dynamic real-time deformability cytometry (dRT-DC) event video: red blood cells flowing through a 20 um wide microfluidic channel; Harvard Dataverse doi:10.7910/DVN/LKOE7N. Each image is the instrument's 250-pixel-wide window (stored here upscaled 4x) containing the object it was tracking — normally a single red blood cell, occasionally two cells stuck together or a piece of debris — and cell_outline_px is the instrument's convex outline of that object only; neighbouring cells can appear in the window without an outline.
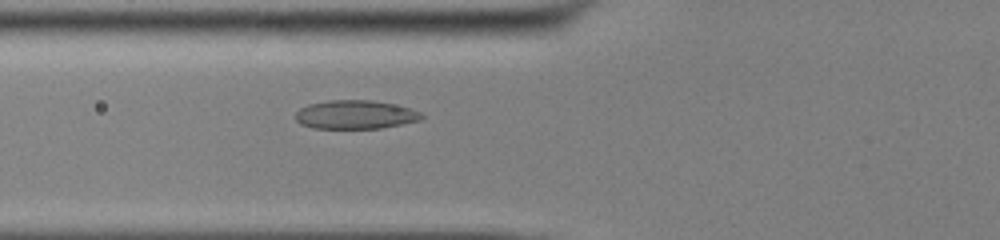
{"species": "common noctule bat (a hibernating species)", "species_latin": "Nyctalus noctula", "temperature_condition": "cold", "stored_images_in_passage": 53, "camera_frame_rate_fps": 3000, "um_per_image_px": 0.085, "animal": {"sex": "male", "body_mass_g": 13.0, "forearm_length_mm": 53.1}, "frame": {"image": 1, "passage_image": 21, "time_ms": 6.667, "image_size_px": [1000, 240], "cell_outline_px": [[424, 116], [420, 120], [380, 128], [312, 128], [300, 124], [296, 120], [296, 112], [300, 108], [308, 104], [328, 100], [372, 100], [392, 104], [408, 108], [420, 112]], "centroid_in_image_um": [30.16, 9.74], "position_along_channel_um": 95.6, "area_um2": 20.92}}
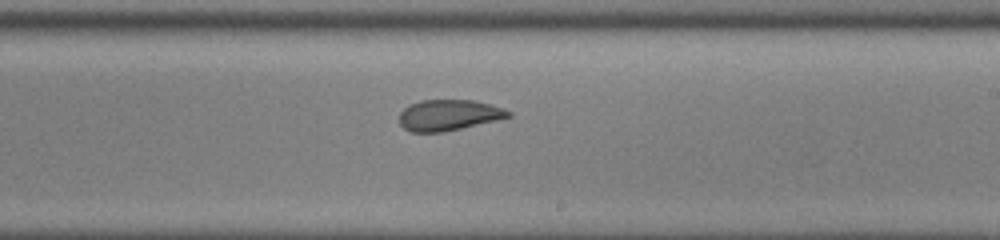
{"frame": {"image": 2, "passage_image": 33, "time_ms": 10.667, "image_size_px": [1000, 240], "cell_outline_px": [[512, 116], [496, 120], [444, 132], [412, 132], [404, 128], [400, 124], [400, 112], [404, 108], [420, 100], [472, 100], [488, 104], [512, 112]], "centroid_in_image_um": [38.11, 9.79], "position_along_channel_um": 250.9, "area_um2": 19.36}}
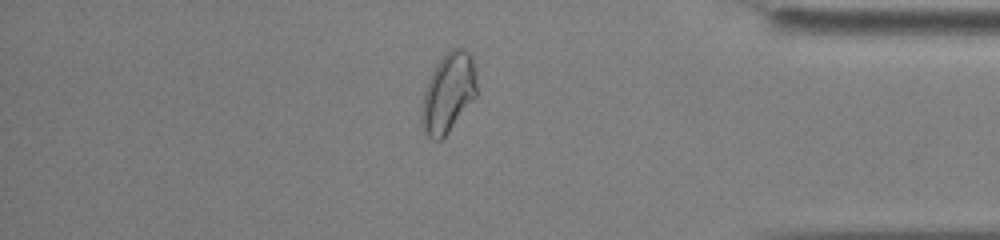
{"frame": {"image": 3, "passage_image": 46, "time_ms": 15.0, "image_size_px": [1000, 240], "cell_outline_px": [[476, 96], [448, 132], [440, 140], [432, 140], [424, 136], [420, 120], [420, 108], [424, 92], [428, 80], [436, 64], [452, 48], [464, 48], [472, 56], [476, 72]], "centroid_in_image_um": [38.07, 7.92], "position_along_channel_um": 397.1, "area_um2": 25.66}, "authors_computed_cell_mechanics": {"area_um2": 21.7906, "velocity_mm_per_s": 3.881, "shape_relaxation_time_tau1_ms": 6.0705, "shape_relaxation_time_tau2_ms": 2.4054, "deformation_change_tau1": 0.1337, "deformation_change_tau2": 0.0664}}